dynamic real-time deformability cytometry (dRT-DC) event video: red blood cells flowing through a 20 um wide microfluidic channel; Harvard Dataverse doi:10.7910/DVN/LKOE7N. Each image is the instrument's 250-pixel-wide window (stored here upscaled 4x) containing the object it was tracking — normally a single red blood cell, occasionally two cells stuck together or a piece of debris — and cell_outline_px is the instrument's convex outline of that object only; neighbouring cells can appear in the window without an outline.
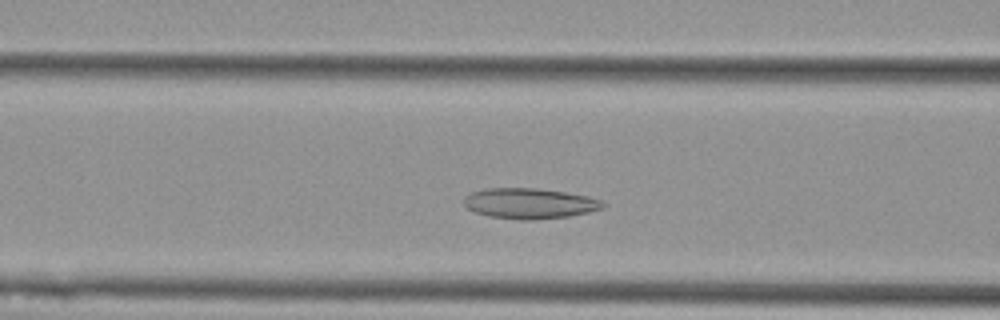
{"species": "Egyptian fruit bat (a non-hibernating species)", "species_latin": "Rousettus aegyptiacus", "temperature_condition": "cold", "stored_images_in_passage": 46, "camera_frame_rate_fps": 3000, "um_per_image_px": 0.085, "animal": {"sex": "female"}, "frame": {"image": 1, "passage_image": 12, "time_ms": 3.667, "image_size_px": [1000, 320], "cell_outline_px": [[608, 204], [604, 208], [588, 212], [568, 216], [532, 220], [520, 220], [488, 216], [472, 212], [464, 204], [464, 196], [472, 192], [488, 188], [536, 188], [564, 192], [588, 196], [600, 200]], "centroid_in_image_um": [45.01, 17.29], "position_along_channel_um": 121.6, "area_um2": 24.8}}
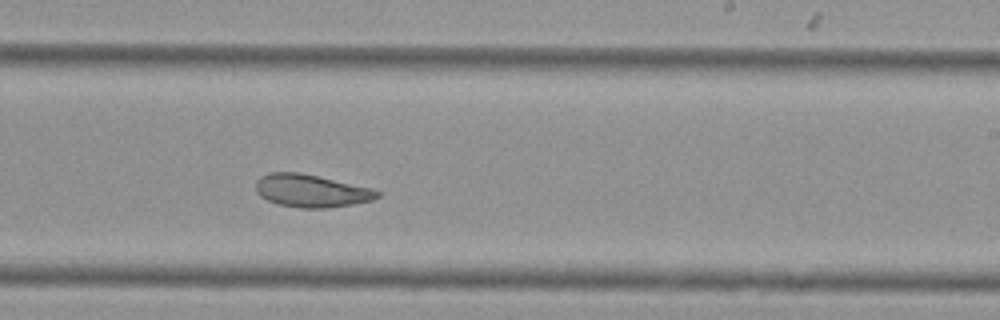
{"frame": {"image": 2, "passage_image": 24, "time_ms": 7.667, "image_size_px": [1000, 320], "cell_outline_px": [[380, 196], [372, 200], [352, 204], [324, 208], [300, 208], [280, 204], [268, 200], [260, 196], [256, 192], [256, 180], [260, 176], [268, 172], [300, 172], [372, 188], [380, 192]], "centroid_in_image_um": [26.43, 16.2], "position_along_channel_um": 262.6, "area_um2": 23.12}}
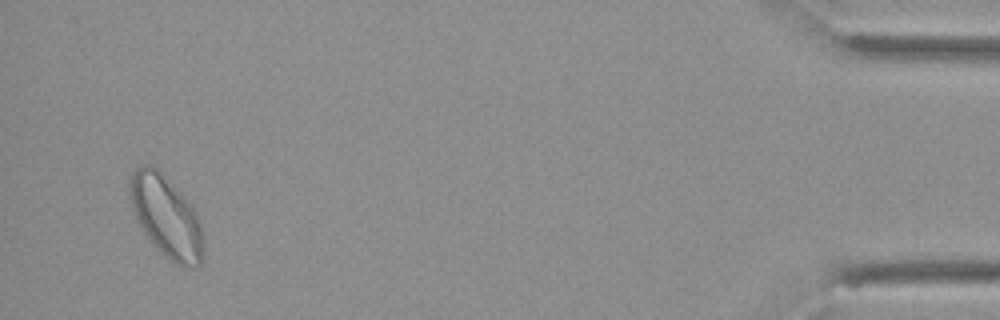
{"frame": {"image": 3, "passage_image": 44, "time_ms": 14.333, "image_size_px": [1000, 320], "cell_outline_px": [[204, 260], [200, 264], [192, 268], [184, 268], [168, 260], [148, 240], [136, 220], [128, 196], [128, 180], [132, 172], [140, 164], [148, 164], [156, 168], [192, 204], [200, 220], [204, 236]], "centroid_in_image_um": [14.13, 18.45], "position_along_channel_um": 421.1, "area_um2": 35.95}, "authors_computed_cell_mechanics": {"area_um2": 25.6632, "velocity_mm_per_s": 3.5456, "shape_relaxation_time_tau1_ms": 6.5576, "shape_relaxation_time_tau2_ms": 5.9125, "deformation_change_tau1": 0.1342, "deformation_change_tau2": 0.0997}}